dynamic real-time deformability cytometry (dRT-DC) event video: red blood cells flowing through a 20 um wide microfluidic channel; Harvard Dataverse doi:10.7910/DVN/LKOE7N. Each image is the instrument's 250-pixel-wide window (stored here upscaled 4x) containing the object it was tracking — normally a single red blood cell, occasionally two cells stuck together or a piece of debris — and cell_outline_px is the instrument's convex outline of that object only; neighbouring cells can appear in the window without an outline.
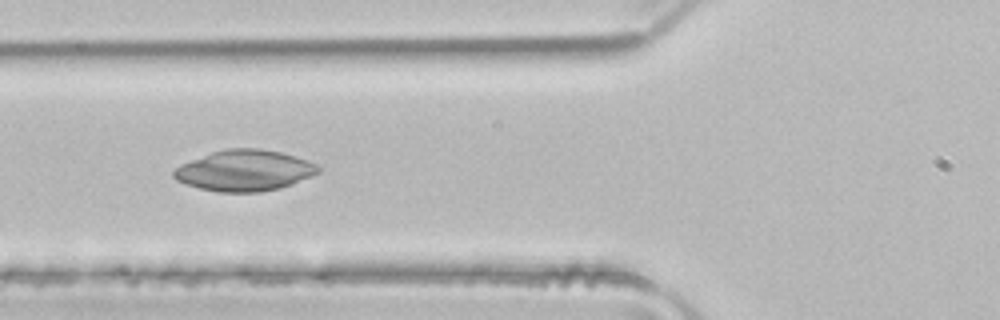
{"species": "common noctule bat (a hibernating species)", "species_latin": "Nyctalus noctula", "temperature_condition": "room temperature", "stored_images_in_passage": 44, "camera_frame_rate_fps": 3000, "um_per_image_px": 0.085, "animal": {"sex": "male", "body_mass_g": 21.5, "forearm_length_mm": 52.0}, "frame": {"image": 1, "passage_image": 19, "time_ms": 6.0, "image_size_px": [1000, 320], "cell_outline_px": [[320, 172], [312, 176], [292, 184], [280, 188], [260, 192], [216, 192], [200, 188], [176, 180], [172, 176], [172, 172], [180, 164], [212, 152], [228, 148], [260, 148], [280, 152], [296, 156], [316, 164], [320, 168]], "centroid_in_image_um": [20.79, 14.49], "position_along_channel_um": 105.0, "area_um2": 34.51}}
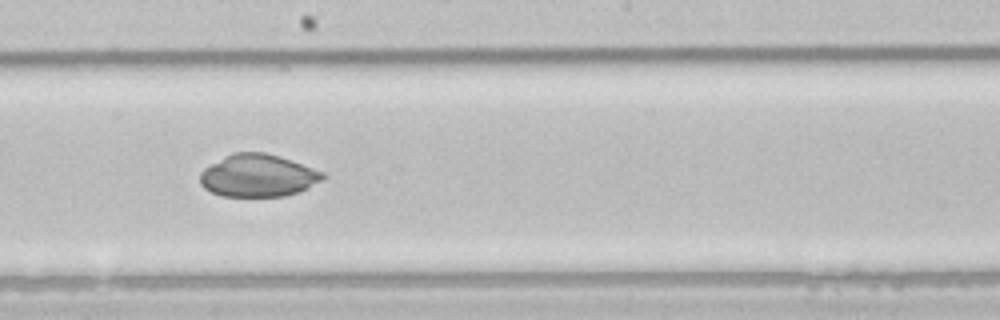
{"frame": {"image": 2, "passage_image": 28, "time_ms": 9.0, "image_size_px": [1000, 320], "cell_outline_px": [[324, 176], [320, 180], [296, 192], [284, 196], [220, 196], [204, 188], [200, 184], [200, 172], [204, 168], [224, 156], [232, 152], [264, 152], [280, 156], [324, 172]], "centroid_in_image_um": [21.86, 14.91], "position_along_channel_um": 226.3, "area_um2": 30.11}}
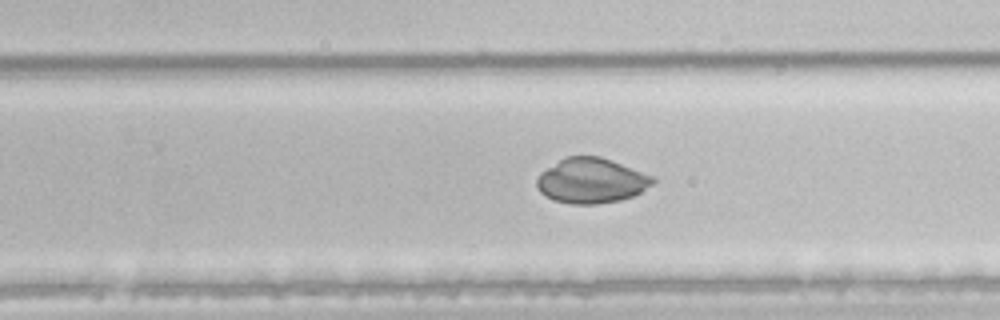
{"frame": {"image": 3, "passage_image": 32, "time_ms": 10.333, "image_size_px": [1000, 320], "cell_outline_px": [[656, 180], [652, 184], [640, 192], [632, 196], [620, 200], [596, 204], [572, 204], [552, 200], [540, 192], [536, 184], [536, 180], [540, 172], [564, 156], [600, 156], [652, 176]], "centroid_in_image_um": [50.21, 15.36], "position_along_channel_um": 279.6, "area_um2": 30.35}}